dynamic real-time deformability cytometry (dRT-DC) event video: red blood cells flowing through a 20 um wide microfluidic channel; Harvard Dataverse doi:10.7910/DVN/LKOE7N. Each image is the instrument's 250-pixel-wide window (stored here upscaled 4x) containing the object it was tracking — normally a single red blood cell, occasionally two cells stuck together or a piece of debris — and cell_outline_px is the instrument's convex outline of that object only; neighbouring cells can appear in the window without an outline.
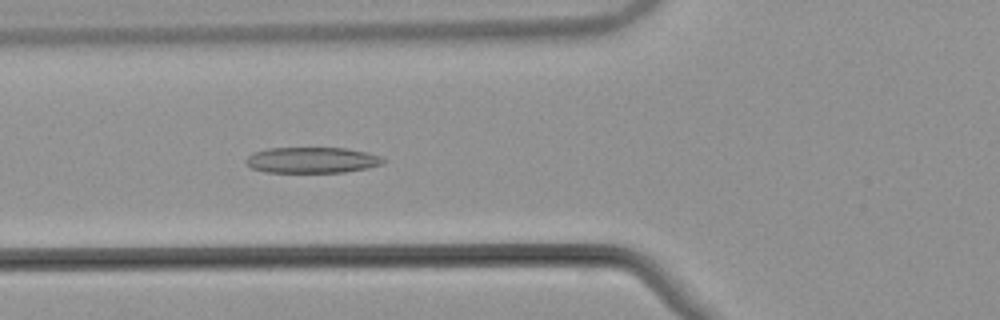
{"species": "common noctule bat (a hibernating species)", "species_latin": "Nyctalus noctula", "temperature_condition": "warm", "stored_images_in_passage": 40, "camera_frame_rate_fps": 3000, "um_per_image_px": 0.085, "animal": {"sex": "male", "body_mass_g": 21.5, "forearm_length_mm": 52.0}, "frame": {"image": 1, "passage_image": 10, "time_ms": 3.0, "image_size_px": [1000, 320], "cell_outline_px": [[384, 164], [368, 168], [344, 172], [264, 172], [252, 168], [244, 160], [252, 152], [268, 148], [344, 148], [364, 152], [380, 156], [384, 160]], "centroid_in_image_um": [26.49, 13.61], "position_along_channel_um": 99.3, "area_um2": 20.63}}
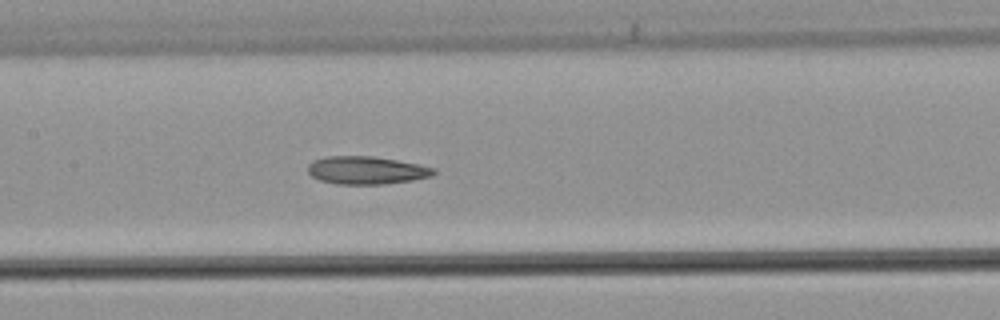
{"frame": {"image": 2, "passage_image": 16, "time_ms": 5.0, "image_size_px": [1000, 320], "cell_outline_px": [[436, 172], [432, 176], [412, 180], [384, 184], [336, 184], [320, 180], [312, 176], [308, 172], [308, 164], [312, 160], [328, 156], [372, 156], [396, 160], [436, 168]], "centroid_in_image_um": [31.13, 14.47], "position_along_channel_um": 176.3, "area_um2": 20.4}}
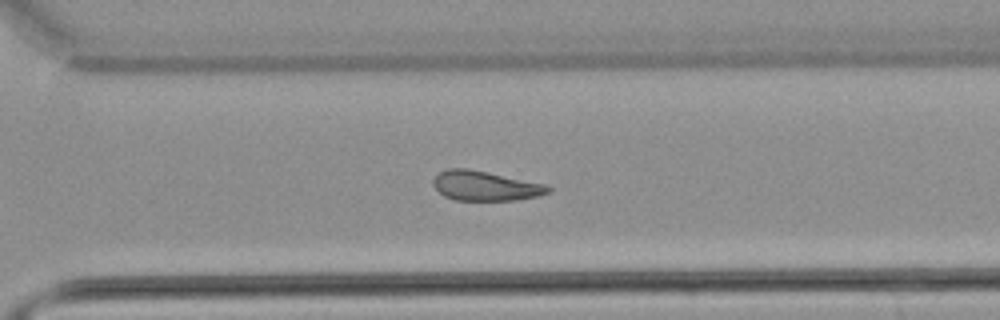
{"frame": {"image": 3, "passage_image": 28, "time_ms": 9.0, "image_size_px": [1000, 320], "cell_outline_px": [[552, 192], [540, 196], [516, 200], [456, 200], [444, 196], [432, 184], [432, 180], [440, 172], [448, 168], [468, 168], [488, 172], [544, 184], [552, 188]], "centroid_in_image_um": [41.26, 15.8], "position_along_channel_um": 329.3, "area_um2": 19.88}, "authors_computed_cell_mechanics": {"area_um2": 20.3167, "velocity_mm_per_s": 3.8256, "shape_relaxation_time_tau1_ms": null, "shape_relaxation_time_tau2_ms": 6.2073, "deformation_change_tau1": null, "deformation_change_tau2": 0.1425}}